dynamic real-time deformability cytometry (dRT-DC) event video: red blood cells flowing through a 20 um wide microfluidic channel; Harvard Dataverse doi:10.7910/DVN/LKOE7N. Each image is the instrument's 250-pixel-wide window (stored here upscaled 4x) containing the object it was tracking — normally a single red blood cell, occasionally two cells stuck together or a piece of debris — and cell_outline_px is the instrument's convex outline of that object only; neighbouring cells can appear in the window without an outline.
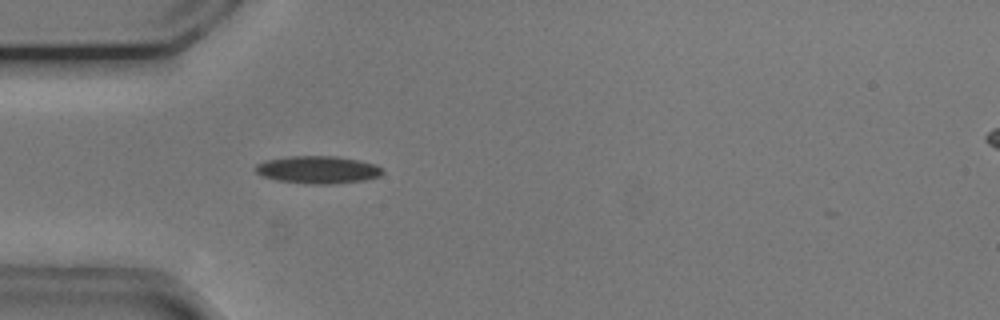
{"species": "common noctule bat (a hibernating species)", "species_latin": "Nyctalus noctula", "temperature_condition": "cold", "stored_images_in_passage": 54, "camera_frame_rate_fps": 3000, "um_per_image_px": 0.085, "animal": {"sex": "male", "body_mass_g": 20.5, "forearm_length_mm": 52.5}, "frame": {"image": 1, "passage_image": 16, "time_ms": 5.0, "image_size_px": [1000, 320], "cell_outline_px": [[384, 172], [380, 176], [364, 180], [332, 184], [304, 184], [276, 180], [260, 176], [252, 168], [256, 164], [264, 160], [292, 156], [336, 156], [376, 164], [384, 168]], "centroid_in_image_um": [26.98, 14.43], "position_along_channel_um": 58.0, "area_um2": 20.69}}
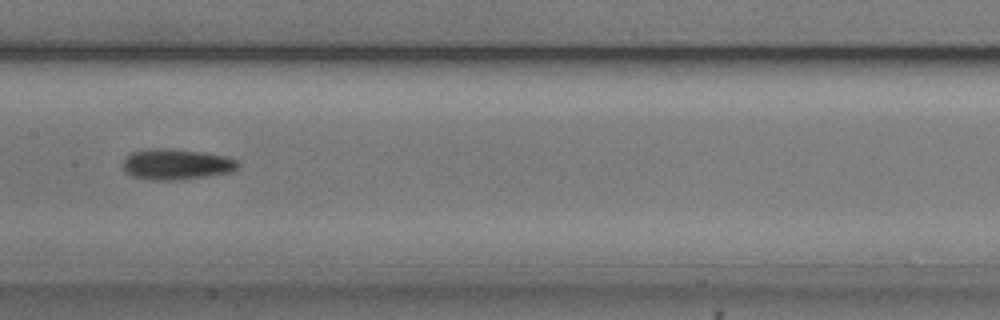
{"frame": {"image": 2, "passage_image": 27, "time_ms": 8.667, "image_size_px": [1000, 320], "cell_outline_px": [[240, 164], [232, 172], [204, 176], [172, 180], [152, 180], [132, 176], [124, 172], [124, 160], [132, 152], [144, 148], [172, 148], [204, 152], [228, 156], [236, 160]], "centroid_in_image_um": [14.99, 13.94], "position_along_channel_um": 192.4, "area_um2": 20.69}}
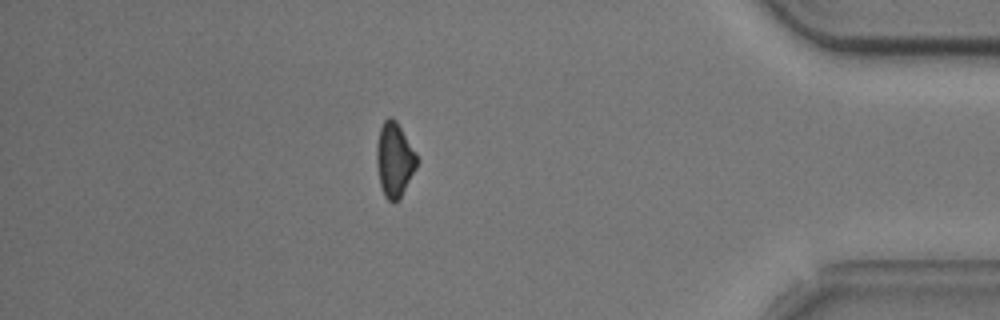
{"frame": {"image": 3, "passage_image": 47, "time_ms": 15.333, "image_size_px": [1000, 320], "cell_outline_px": [[420, 160], [416, 168], [400, 196], [396, 200], [388, 200], [384, 196], [380, 184], [376, 164], [376, 148], [380, 128], [384, 120], [388, 116], [392, 116], [396, 120], [416, 152]], "centroid_in_image_um": [33.53, 13.52], "position_along_channel_um": 401.7, "area_um2": 17.4}, "authors_computed_cell_mechanics": {"area_um2": 18.496, "velocity_mm_per_s": 3.7388, "shape_relaxation_time_tau1_ms": 4.5398, "shape_relaxation_time_tau2_ms": null, "deformation_change_tau1": 0.1075, "deformation_change_tau2": null}}